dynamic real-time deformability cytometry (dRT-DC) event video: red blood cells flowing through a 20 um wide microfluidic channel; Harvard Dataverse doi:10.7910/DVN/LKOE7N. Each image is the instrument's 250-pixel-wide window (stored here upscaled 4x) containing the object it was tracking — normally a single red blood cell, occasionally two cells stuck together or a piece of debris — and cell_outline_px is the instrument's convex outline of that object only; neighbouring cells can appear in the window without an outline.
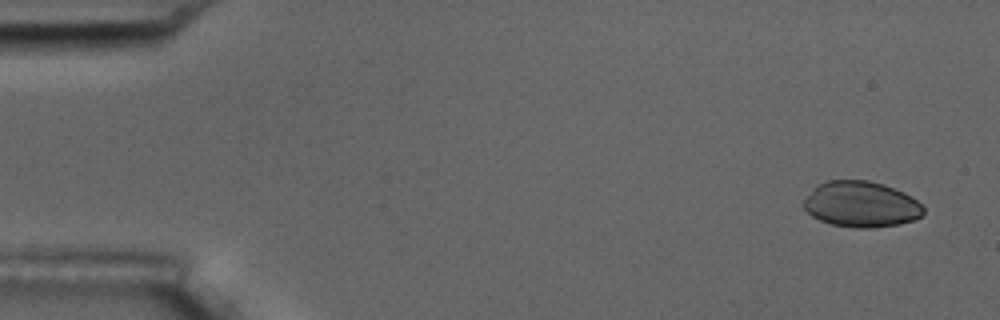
{"species": "common noctule bat (a hibernating species)", "species_latin": "Nyctalus noctula", "temperature_condition": "room temperature", "stored_images_in_passage": 5, "camera_frame_rate_fps": 3000, "um_per_image_px": 0.085, "animal": {"sex": "male", "body_mass_g": 17.5, "forearm_length_mm": 52.3}, "frame": {"image": 1, "passage_image": 1, "time_ms": 0.0, "image_size_px": [1000, 320], "cell_outline_px": [[924, 212], [920, 216], [912, 220], [900, 224], [872, 228], [852, 228], [832, 224], [820, 220], [812, 216], [804, 208], [804, 200], [812, 188], [828, 180], [868, 180], [884, 184], [904, 192], [916, 200], [924, 208]], "centroid_in_image_um": [73.19, 17.36], "position_along_channel_um": 11.8, "area_um2": 31.96}}